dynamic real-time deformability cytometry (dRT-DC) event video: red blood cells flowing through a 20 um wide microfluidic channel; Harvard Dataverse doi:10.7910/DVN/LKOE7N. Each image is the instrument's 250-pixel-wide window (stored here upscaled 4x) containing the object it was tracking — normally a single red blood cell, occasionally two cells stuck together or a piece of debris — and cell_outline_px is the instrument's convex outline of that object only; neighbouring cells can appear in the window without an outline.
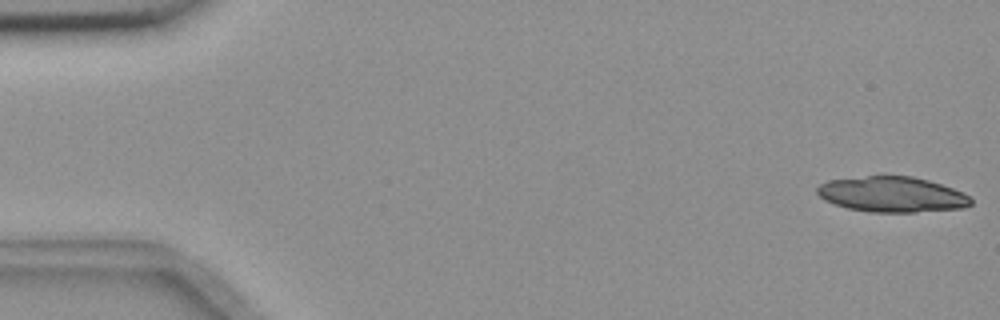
{"species": "common noctule bat (a hibernating species)", "species_latin": "Nyctalus noctula", "temperature_condition": "room temperature", "stored_images_in_passage": 23, "camera_frame_rate_fps": 3000, "um_per_image_px": 0.085, "animal": {"sex": "female", "body_mass_g": 18.4}, "frame": {"image": 1, "passage_image": 1, "time_ms": 0.0, "image_size_px": [1000, 320], "cell_outline_px": [[972, 204], [964, 208], [916, 212], [868, 212], [848, 208], [824, 200], [816, 192], [816, 188], [820, 184], [828, 180], [880, 172], [884, 172], [912, 176], [928, 180], [964, 192], [972, 200]], "centroid_in_image_um": [75.78, 16.47], "position_along_channel_um": 9.2, "area_um2": 32.83}}